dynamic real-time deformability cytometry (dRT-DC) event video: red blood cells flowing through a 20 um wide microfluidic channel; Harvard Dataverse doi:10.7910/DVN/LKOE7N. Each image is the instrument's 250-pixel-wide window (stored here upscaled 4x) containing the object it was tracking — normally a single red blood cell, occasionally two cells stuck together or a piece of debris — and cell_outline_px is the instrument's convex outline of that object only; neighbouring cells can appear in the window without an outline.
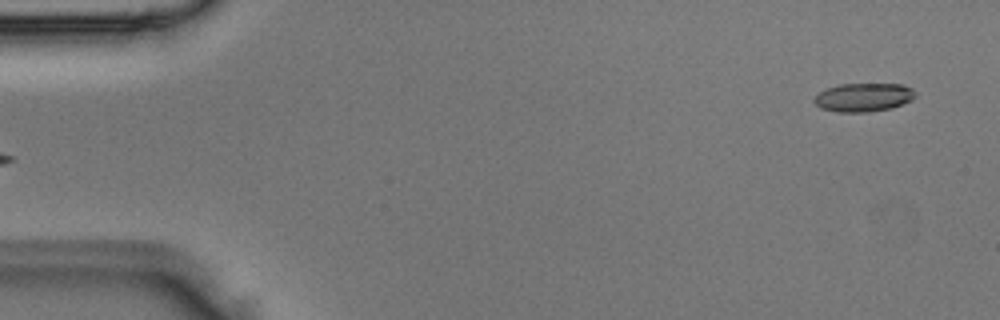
{"species": "Egyptian fruit bat (a non-hibernating species)", "species_latin": "Rousettus aegyptiacus", "temperature_condition": "room temperature", "stored_images_in_passage": 3, "segment_of_instrument_passage": [2, 2], "camera_frame_rate_fps": 3000, "um_per_image_px": 0.085, "animal": {"sex": "male"}, "frame": {"image": 1, "passage_image": 3, "time_ms": 0.667, "image_size_px": [1000, 320], "cell_outline_px": [[916, 96], [912, 100], [892, 108], [868, 112], [840, 112], [820, 108], [812, 100], [820, 92], [828, 88], [840, 84], [904, 84], [912, 88], [916, 92]], "centroid_in_image_um": [73.44, 8.27], "position_along_channel_um": 11.6, "area_um2": 16.88}}